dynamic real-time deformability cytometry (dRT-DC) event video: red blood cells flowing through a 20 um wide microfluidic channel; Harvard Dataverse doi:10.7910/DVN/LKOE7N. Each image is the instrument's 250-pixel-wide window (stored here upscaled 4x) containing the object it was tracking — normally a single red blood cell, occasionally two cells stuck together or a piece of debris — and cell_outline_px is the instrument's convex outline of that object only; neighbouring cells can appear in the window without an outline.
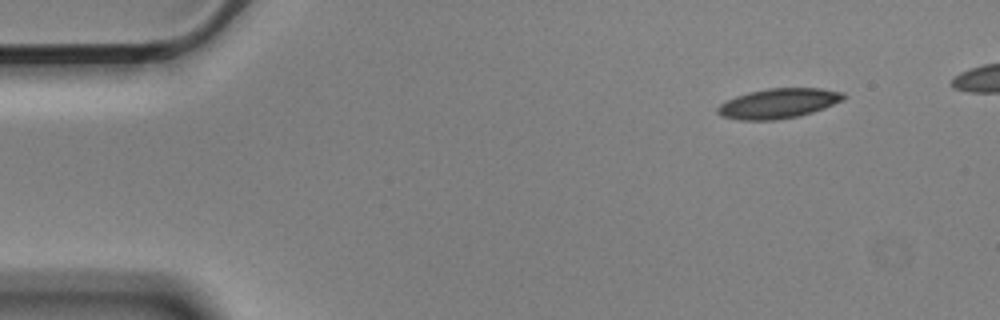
{"species": "Egyptian fruit bat (a non-hibernating species)", "species_latin": "Rousettus aegyptiacus", "temperature_condition": "cold", "stored_images_in_passage": 47, "camera_frame_rate_fps": 3000, "um_per_image_px": 0.085, "animal": {"sex": "male"}, "frame": {"image": 1, "passage_image": 1, "time_ms": 0.0, "image_size_px": [1000, 320], "cell_outline_px": [[848, 96], [824, 108], [800, 116], [776, 120], [740, 120], [720, 116], [716, 112], [716, 108], [720, 104], [736, 96], [748, 92], [768, 88], [820, 88], [844, 92]], "centroid_in_image_um": [66.14, 8.79], "position_along_channel_um": 18.9, "area_um2": 21.96}}
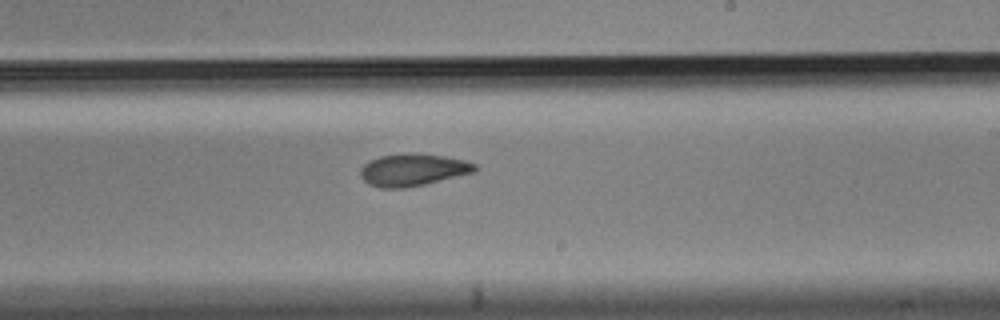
{"frame": {"image": 2, "passage_image": 28, "time_ms": 9.0, "image_size_px": [1000, 320], "cell_outline_px": [[476, 172], [424, 184], [404, 188], [380, 188], [368, 184], [360, 176], [360, 168], [368, 160], [380, 156], [444, 156], [464, 160], [476, 164]], "centroid_in_image_um": [35.07, 14.49], "position_along_channel_um": 253.9, "area_um2": 20.69}}
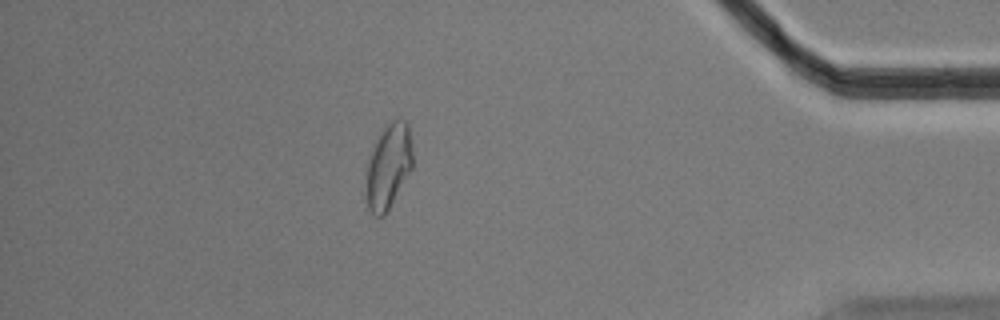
{"frame": {"image": 3, "passage_image": 44, "time_ms": 14.333, "image_size_px": [1000, 320], "cell_outline_px": [[412, 168], [388, 212], [384, 216], [376, 216], [368, 208], [368, 160], [372, 144], [380, 128], [392, 120], [400, 116], [408, 124], [412, 152]], "centroid_in_image_um": [33.03, 14.05], "position_along_channel_um": 402.2, "area_um2": 23.12}, "authors_computed_cell_mechanics": {"area_um2": 21.964, "velocity_mm_per_s": 3.5675, "shape_relaxation_time_tau1_ms": null, "shape_relaxation_time_tau2_ms": 4.9393, "deformation_change_tau1": null, "deformation_change_tau2": 0.115}}